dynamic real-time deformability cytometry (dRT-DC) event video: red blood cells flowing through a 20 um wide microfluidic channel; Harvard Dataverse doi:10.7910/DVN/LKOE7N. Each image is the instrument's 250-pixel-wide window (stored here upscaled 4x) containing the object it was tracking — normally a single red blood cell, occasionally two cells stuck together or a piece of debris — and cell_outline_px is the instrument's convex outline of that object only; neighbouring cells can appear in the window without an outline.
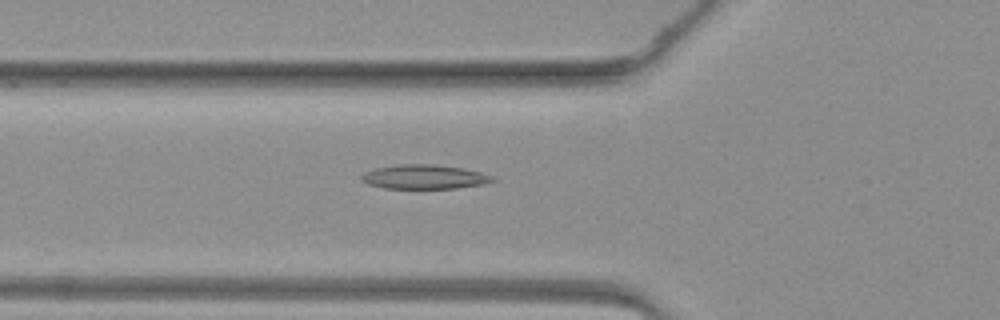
{"species": "common noctule bat (a hibernating species)", "species_latin": "Nyctalus noctula", "temperature_condition": "warm", "stored_images_in_passage": 39, "camera_frame_rate_fps": 3000, "um_per_image_px": 0.085, "animal": {"sex": "female", "body_mass_g": 19.3, "forearm_length_mm": 54.1}, "frame": {"image": 1, "passage_image": 9, "time_ms": 2.667, "image_size_px": [1000, 320], "cell_outline_px": [[496, 180], [484, 184], [456, 188], [384, 188], [368, 184], [360, 180], [360, 176], [364, 172], [376, 168], [396, 164], [436, 164], [464, 168], [480, 172], [492, 176]], "centroid_in_image_um": [36.05, 15.02], "position_along_channel_um": 89.8, "area_um2": 18.61}}
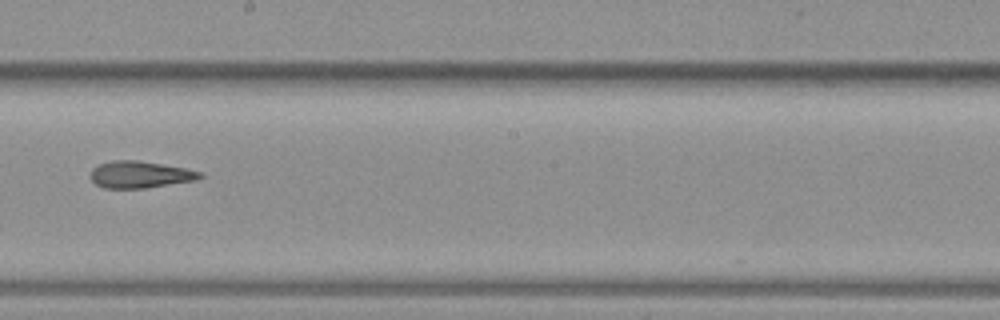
{"frame": {"image": 2, "passage_image": 19, "time_ms": 6.0, "image_size_px": [1000, 320], "cell_outline_px": [[204, 176], [196, 180], [144, 188], [104, 188], [96, 184], [88, 176], [92, 168], [100, 164], [112, 160], [140, 160], [184, 168], [204, 172]], "centroid_in_image_um": [11.89, 14.83], "position_along_channel_um": 236.3, "area_um2": 17.22}}
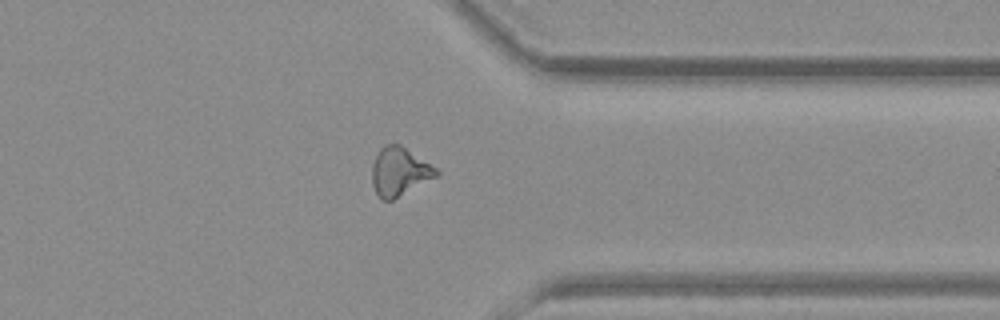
{"frame": {"image": 3, "passage_image": 29, "time_ms": 9.333, "image_size_px": [1000, 320], "cell_outline_px": [[440, 176], [392, 200], [380, 200], [372, 184], [372, 164], [380, 148], [384, 144], [400, 144], [436, 168], [440, 172]], "centroid_in_image_um": [33.96, 14.6], "position_along_channel_um": 377.4, "area_um2": 18.26}}